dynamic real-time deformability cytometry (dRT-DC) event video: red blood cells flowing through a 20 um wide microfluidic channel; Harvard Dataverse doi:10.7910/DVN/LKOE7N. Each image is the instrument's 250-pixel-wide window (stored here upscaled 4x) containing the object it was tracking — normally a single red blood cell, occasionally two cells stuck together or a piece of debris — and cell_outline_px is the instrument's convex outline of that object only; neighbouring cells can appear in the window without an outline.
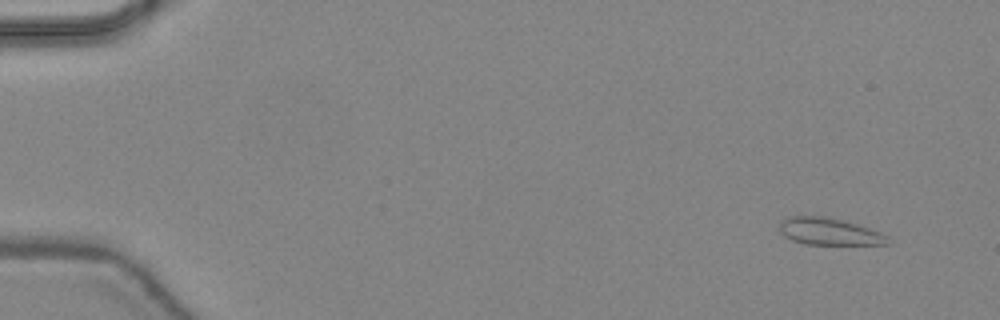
{"species": "common noctule bat (a hibernating species)", "species_latin": "Nyctalus noctula", "temperature_condition": "warm", "stored_images_in_passage": 47, "camera_frame_rate_fps": 3000, "um_per_image_px": 0.085, "animal": {"sex": "female", "body_mass_g": 24.6, "forearm_length_mm": 56.2}, "frame": {"image": 1, "passage_image": 4, "time_ms": 1.0, "image_size_px": [1000, 320], "cell_outline_px": [[888, 244], [804, 244], [792, 240], [784, 236], [780, 232], [780, 220], [788, 216], [824, 216], [856, 224], [880, 232], [888, 236]], "centroid_in_image_um": [70.42, 19.67], "position_along_channel_um": 14.6, "area_um2": 16.88}}
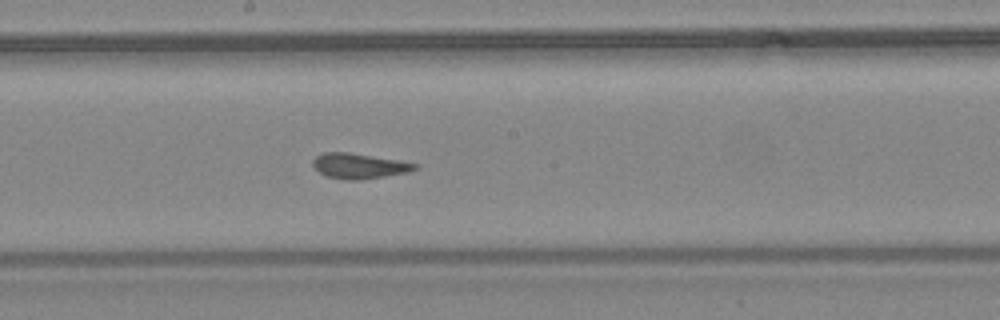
{"frame": {"image": 2, "passage_image": 27, "time_ms": 8.667, "image_size_px": [1000, 320], "cell_outline_px": [[420, 168], [408, 172], [360, 180], [344, 180], [328, 176], [320, 172], [312, 164], [312, 160], [316, 156], [324, 152], [348, 152], [400, 160], [420, 164]], "centroid_in_image_um": [30.57, 14.1], "position_along_channel_um": 217.6, "area_um2": 15.09}}
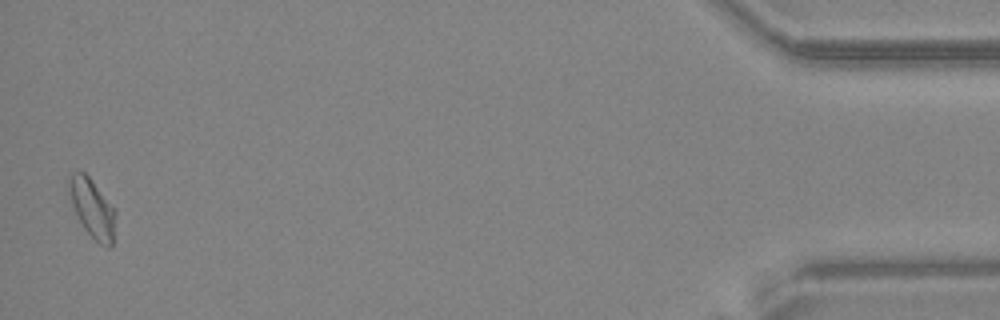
{"frame": {"image": 3, "passage_image": 47, "time_ms": 15.333, "image_size_px": [1000, 320], "cell_outline_px": [[116, 212], [112, 244], [108, 248], [100, 244], [84, 228], [72, 204], [68, 184], [68, 176], [72, 172], [84, 172], [88, 176], [116, 208]], "centroid_in_image_um": [7.87, 17.68], "position_along_channel_um": 427.3, "area_um2": 15.72}, "authors_computed_cell_mechanics": {"area_um2": 15.4326, "velocity_mm_per_s": 4.4321, "shape_relaxation_time_tau1_ms": null, "shape_relaxation_time_tau2_ms": 0.6936, "deformation_change_tau1": null, "deformation_change_tau2": 0.0412}}